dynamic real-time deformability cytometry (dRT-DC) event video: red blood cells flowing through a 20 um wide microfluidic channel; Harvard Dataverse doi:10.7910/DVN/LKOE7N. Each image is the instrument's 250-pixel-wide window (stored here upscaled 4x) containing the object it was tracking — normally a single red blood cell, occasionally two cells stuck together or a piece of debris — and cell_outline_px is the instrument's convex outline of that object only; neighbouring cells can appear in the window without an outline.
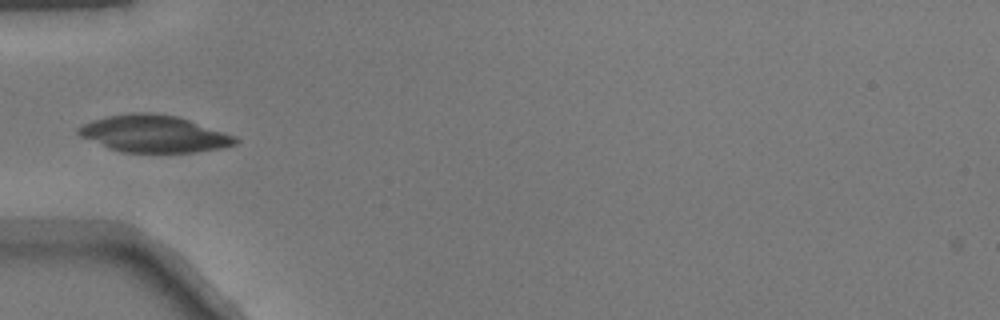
{"species": "common noctule bat (a hibernating species)", "species_latin": "Nyctalus noctula", "temperature_condition": "warm", "stored_images_in_passage": 34, "camera_frame_rate_fps": 3000, "um_per_image_px": 0.085, "animal": {"sex": "male", "body_mass_g": 17.9}, "frame": {"image": 1, "passage_image": 1, "time_ms": 0.0, "image_size_px": [1000, 320], "cell_outline_px": [[240, 140], [236, 144], [224, 148], [196, 152], [120, 152], [108, 148], [80, 136], [76, 132], [84, 124], [108, 116], [140, 112], [144, 112], [176, 116], [236, 136]], "centroid_in_image_um": [13.13, 11.39], "position_along_channel_um": 71.9, "area_um2": 33.41}}
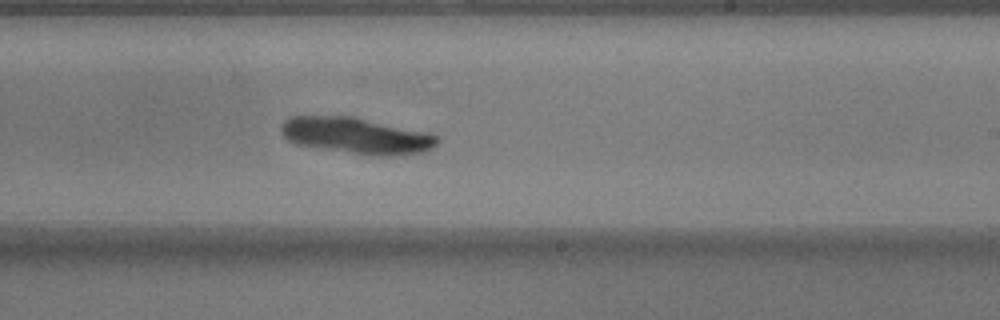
{"frame": {"image": 2, "passage_image": 15, "time_ms": 4.667, "image_size_px": [1000, 320], "cell_outline_px": [[440, 140], [432, 148], [424, 152], [388, 156], [372, 156], [296, 144], [288, 140], [280, 132], [280, 128], [284, 120], [288, 116], [356, 116], [432, 132]], "centroid_in_image_um": [30.34, 11.51], "position_along_channel_um": 258.7, "area_um2": 33.58}}
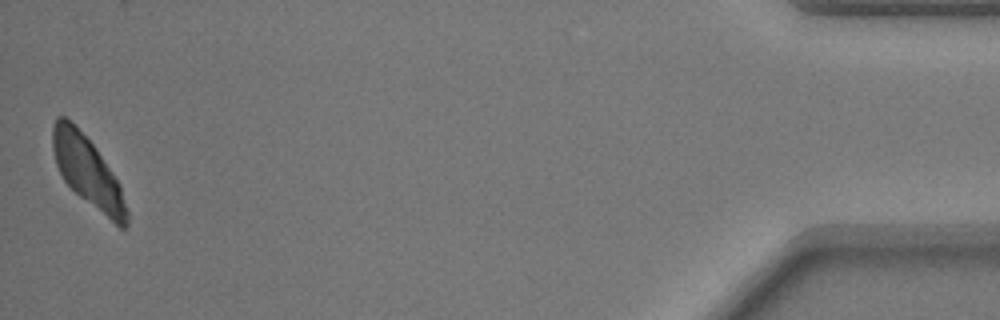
{"frame": {"image": 3, "passage_image": 34, "time_ms": 11.0, "image_size_px": [1000, 320], "cell_outline_px": [[128, 224], [124, 228], [120, 228], [80, 196], [64, 180], [56, 164], [52, 148], [52, 128], [56, 116], [64, 116], [96, 148], [120, 184], [128, 212]], "centroid_in_image_um": [7.46, 14.61], "position_along_channel_um": 427.7, "area_um2": 29.59}}